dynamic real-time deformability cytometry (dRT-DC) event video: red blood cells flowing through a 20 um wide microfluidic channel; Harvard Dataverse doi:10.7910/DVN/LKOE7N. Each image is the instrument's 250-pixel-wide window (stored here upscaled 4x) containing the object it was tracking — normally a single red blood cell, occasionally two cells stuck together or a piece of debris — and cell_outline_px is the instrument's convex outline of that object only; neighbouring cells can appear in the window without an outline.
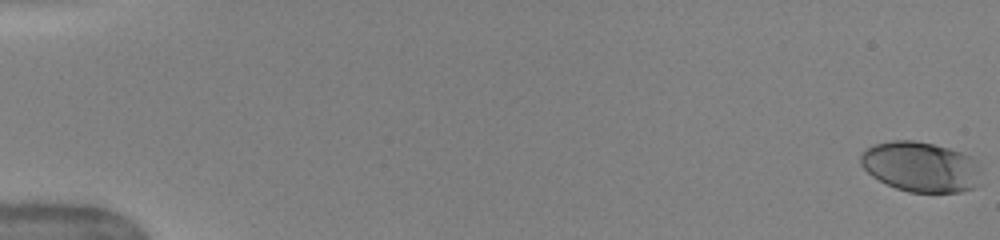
{"species": "human", "species_latin": "Homo sapiens", "temperature_condition": "warm", "stored_images_in_passage": 52, "camera_frame_rate_fps": 3000, "um_per_image_px": 0.085, "donor": {"sex": "female"}, "frame": {"image": 1, "passage_image": 1, "time_ms": 0.0, "image_size_px": [1000, 240], "cell_outline_px": [[980, 168], [972, 188], [960, 192], [908, 192], [896, 188], [872, 176], [860, 164], [860, 156], [868, 148], [876, 144], [892, 140], [912, 140], [932, 144], [964, 152], [972, 156], [976, 160]], "centroid_in_image_um": [78.25, 14.16], "position_along_channel_um": 6.8, "area_um2": 34.85}}
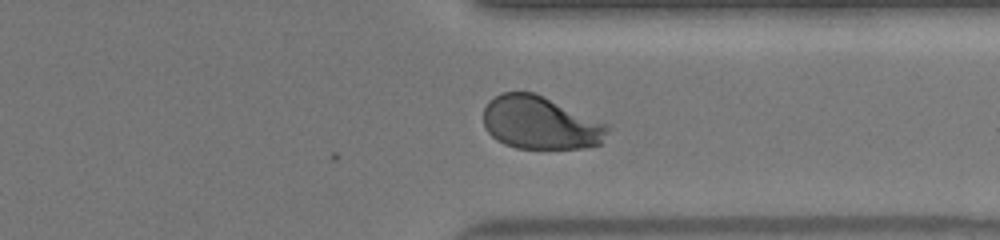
{"frame": {"image": 2, "passage_image": 41, "time_ms": 13.333, "image_size_px": [1000, 240], "cell_outline_px": [[608, 132], [600, 144], [584, 148], [516, 148], [504, 144], [496, 140], [484, 128], [484, 108], [488, 100], [500, 92], [536, 92], [604, 124], [608, 128]], "centroid_in_image_um": [45.85, 10.44], "position_along_channel_um": 365.5, "area_um2": 38.09}}
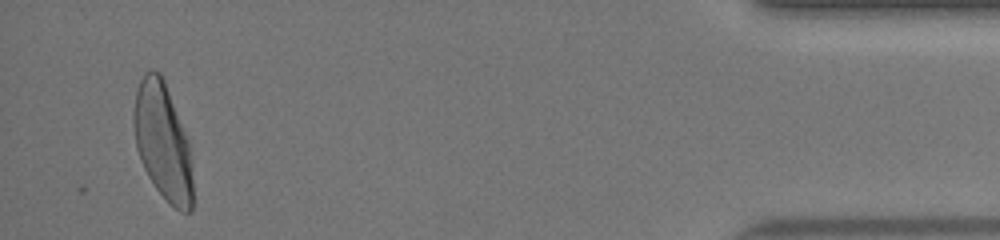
{"frame": {"image": 3, "passage_image": 50, "time_ms": 16.333, "image_size_px": [1000, 240], "cell_outline_px": [[192, 208], [188, 212], [180, 212], [156, 188], [148, 176], [144, 168], [136, 148], [132, 120], [132, 112], [136, 92], [140, 80], [144, 72], [160, 72], [164, 80], [188, 140], [192, 180]], "centroid_in_image_um": [13.8, 12.02], "position_along_channel_um": 421.4, "area_um2": 39.65}, "authors_computed_cell_mechanics": {"area_um2": 38.4081, "velocity_mm_per_s": 4.0353, "shape_relaxation_time_tau1_ms": 2.97, "shape_relaxation_time_tau2_ms": null, "deformation_change_tau1": 0.1667, "deformation_change_tau2": null}}